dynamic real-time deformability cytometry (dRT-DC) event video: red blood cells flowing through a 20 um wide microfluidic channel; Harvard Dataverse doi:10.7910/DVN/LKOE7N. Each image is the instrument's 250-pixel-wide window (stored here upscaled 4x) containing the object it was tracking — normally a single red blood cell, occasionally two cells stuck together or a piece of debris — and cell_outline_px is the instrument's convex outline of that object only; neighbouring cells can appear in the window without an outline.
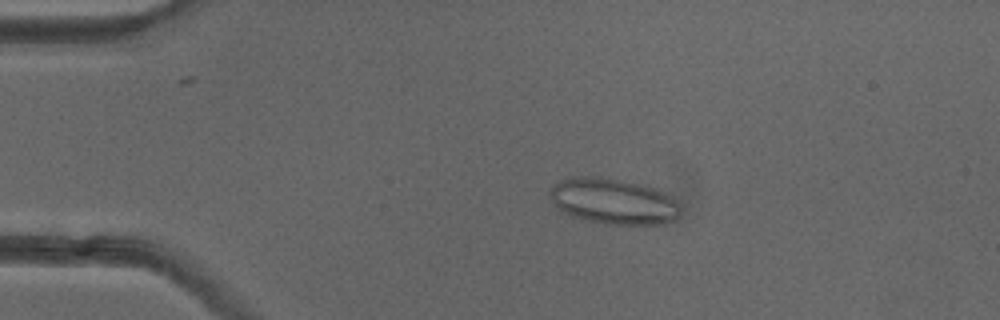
{"species": "common noctule bat (a hibernating species)", "species_latin": "Nyctalus noctula", "temperature_condition": "cold", "stored_images_in_passage": 52, "camera_frame_rate_fps": 3000, "um_per_image_px": 0.085, "animal": {"sex": "female"}, "frame": {"image": 1, "passage_image": 11, "time_ms": 3.333, "image_size_px": [1000, 320], "cell_outline_px": [[680, 212], [672, 220], [664, 224], [604, 224], [580, 220], [568, 216], [560, 212], [556, 208], [548, 196], [548, 192], [552, 184], [568, 176], [600, 176], [660, 188], [668, 192], [680, 204]], "centroid_in_image_um": [52.07, 17.1], "position_along_channel_um": 32.9, "area_um2": 35.95}}
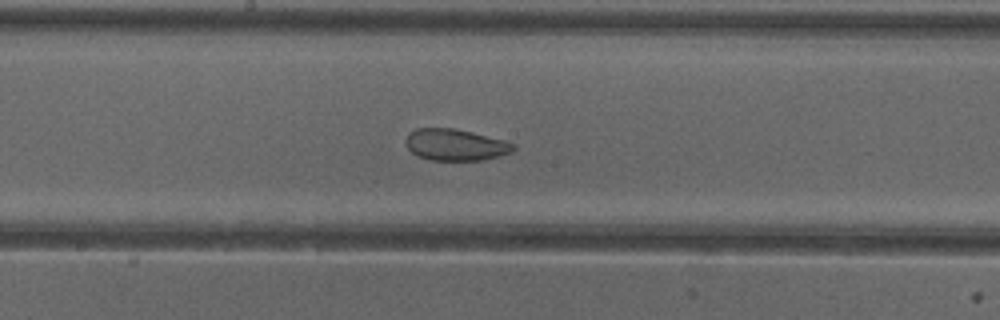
{"frame": {"image": 2, "passage_image": 28, "time_ms": 9.0, "image_size_px": [1000, 320], "cell_outline_px": [[516, 148], [512, 152], [480, 160], [428, 160], [416, 156], [408, 148], [404, 140], [408, 132], [416, 128], [456, 128], [504, 140], [516, 144]], "centroid_in_image_um": [38.67, 12.3], "position_along_channel_um": 209.5, "area_um2": 19.94}}
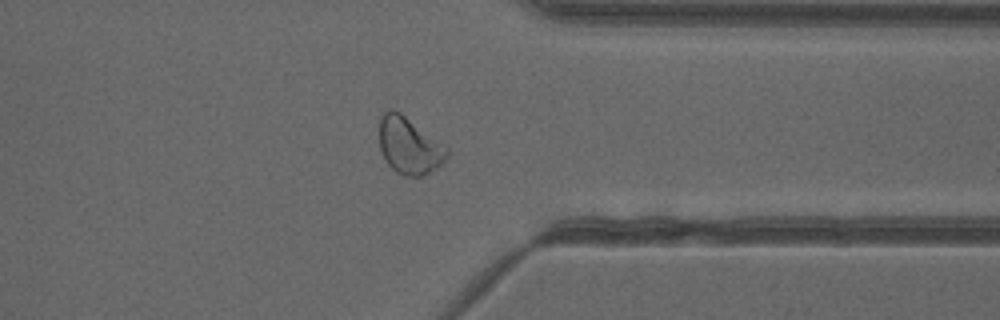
{"frame": {"image": 3, "passage_image": 41, "time_ms": 13.333, "image_size_px": [1000, 320], "cell_outline_px": [[448, 156], [436, 168], [420, 176], [404, 176], [396, 172], [388, 164], [380, 152], [380, 116], [388, 108], [392, 108], [400, 112], [448, 144]], "centroid_in_image_um": [34.81, 12.34], "position_along_channel_um": 376.6, "area_um2": 22.83}, "authors_computed_cell_mechanics": {"area_um2": 25.0852, "velocity_mm_per_s": 3.9747, "shape_relaxation_time_tau1_ms": null, "shape_relaxation_time_tau2_ms": 1.3537, "deformation_change_tau1": null, "deformation_change_tau2": 0.07}}